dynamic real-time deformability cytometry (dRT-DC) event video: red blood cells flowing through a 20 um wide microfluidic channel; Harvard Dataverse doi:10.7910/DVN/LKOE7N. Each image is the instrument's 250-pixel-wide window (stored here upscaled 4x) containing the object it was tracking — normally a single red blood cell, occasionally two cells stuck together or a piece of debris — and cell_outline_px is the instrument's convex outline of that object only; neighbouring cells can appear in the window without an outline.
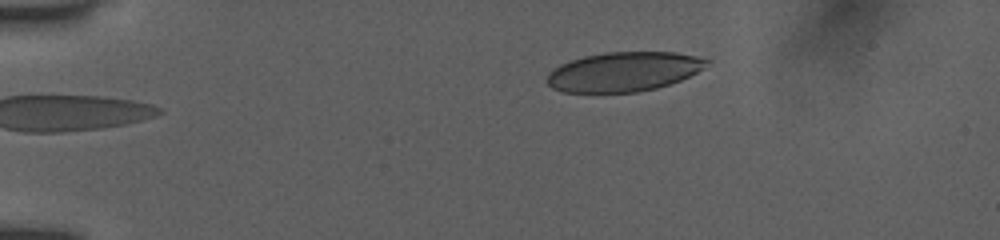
{"species": "human", "species_latin": "Homo sapiens", "temperature_condition": "room temperature", "stored_images_in_passage": 43, "camera_frame_rate_fps": 3000, "um_per_image_px": 0.085, "donor": {"sex": "female"}, "frame": {"image": 1, "passage_image": 1, "time_ms": 0.0, "image_size_px": [1000, 240], "cell_outline_px": [[712, 60], [696, 72], [680, 80], [656, 88], [636, 92], [564, 92], [552, 88], [544, 80], [548, 72], [552, 68], [560, 64], [584, 56], [604, 52], [676, 52], [696, 56]], "centroid_in_image_um": [52.96, 6.09], "position_along_channel_um": 32.0, "area_um2": 36.7}}
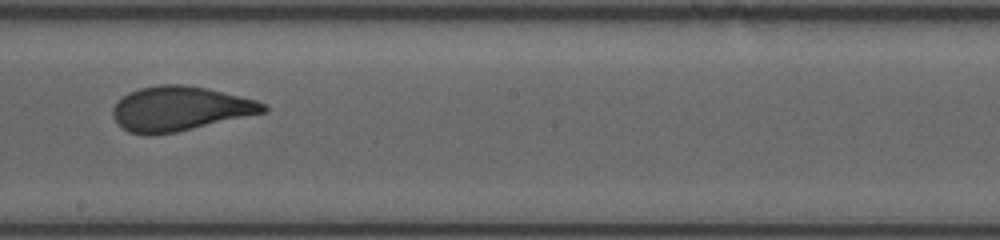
{"frame": {"image": 2, "passage_image": 22, "time_ms": 7.0, "image_size_px": [1000, 240], "cell_outline_px": [[268, 112], [176, 132], [148, 136], [128, 132], [116, 124], [112, 116], [112, 108], [128, 92], [140, 88], [160, 84], [184, 84], [208, 88], [256, 100], [264, 104], [268, 108]], "centroid_in_image_um": [15.28, 9.24], "position_along_channel_um": 232.9, "area_um2": 39.3}}
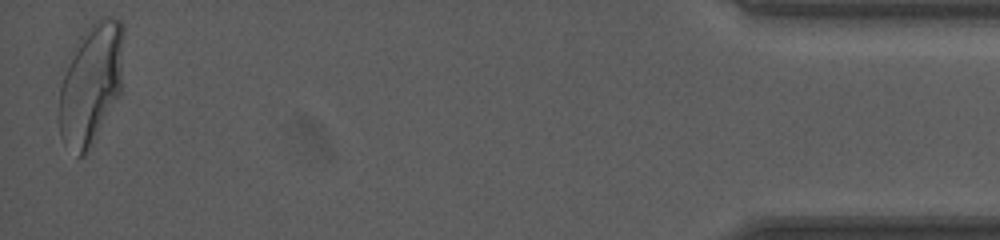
{"frame": {"image": 3, "passage_image": 43, "time_ms": 14.0, "image_size_px": [1000, 240], "cell_outline_px": [[124, 32], [120, 96], [88, 152], [84, 156], [76, 156], [60, 136], [56, 116], [60, 88], [64, 76], [80, 36], [100, 16], [108, 16], [120, 20], [124, 24]], "centroid_in_image_um": [7.74, 7.17], "position_along_channel_um": 427.5, "area_um2": 45.84}, "authors_computed_cell_mechanics": {"area_um2": 39.304, "velocity_mm_per_s": 3.912, "shape_relaxation_time_tau1_ms": 6.3779, "shape_relaxation_time_tau2_ms": null, "deformation_change_tau1": 0.1865, "deformation_change_tau2": null}}